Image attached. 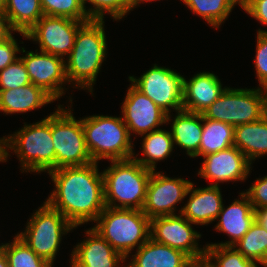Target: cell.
Here are the masks:
<instances>
[{
    "label": "cell",
    "instance_id": "60d3db41",
    "mask_svg": "<svg viewBox=\"0 0 267 267\" xmlns=\"http://www.w3.org/2000/svg\"><path fill=\"white\" fill-rule=\"evenodd\" d=\"M155 0H127L128 5L130 6V11L134 8H137L136 6H138L139 4L143 3V2H152ZM157 1V0H156Z\"/></svg>",
    "mask_w": 267,
    "mask_h": 267
},
{
    "label": "cell",
    "instance_id": "f6af8a7d",
    "mask_svg": "<svg viewBox=\"0 0 267 267\" xmlns=\"http://www.w3.org/2000/svg\"><path fill=\"white\" fill-rule=\"evenodd\" d=\"M6 0H0V10H4Z\"/></svg>",
    "mask_w": 267,
    "mask_h": 267
},
{
    "label": "cell",
    "instance_id": "d590c367",
    "mask_svg": "<svg viewBox=\"0 0 267 267\" xmlns=\"http://www.w3.org/2000/svg\"><path fill=\"white\" fill-rule=\"evenodd\" d=\"M253 183L244 193L248 196L255 211L267 208V175L262 178H256Z\"/></svg>",
    "mask_w": 267,
    "mask_h": 267
},
{
    "label": "cell",
    "instance_id": "f35d334b",
    "mask_svg": "<svg viewBox=\"0 0 267 267\" xmlns=\"http://www.w3.org/2000/svg\"><path fill=\"white\" fill-rule=\"evenodd\" d=\"M13 32H16L8 19L4 10H0V41L4 40L12 35Z\"/></svg>",
    "mask_w": 267,
    "mask_h": 267
},
{
    "label": "cell",
    "instance_id": "8992f818",
    "mask_svg": "<svg viewBox=\"0 0 267 267\" xmlns=\"http://www.w3.org/2000/svg\"><path fill=\"white\" fill-rule=\"evenodd\" d=\"M85 141L93 162L126 160L134 155L133 139L123 117L92 115L82 118Z\"/></svg>",
    "mask_w": 267,
    "mask_h": 267
},
{
    "label": "cell",
    "instance_id": "30bf717a",
    "mask_svg": "<svg viewBox=\"0 0 267 267\" xmlns=\"http://www.w3.org/2000/svg\"><path fill=\"white\" fill-rule=\"evenodd\" d=\"M128 80L167 114L183 110L184 76L175 70L153 64L140 78L133 75Z\"/></svg>",
    "mask_w": 267,
    "mask_h": 267
},
{
    "label": "cell",
    "instance_id": "277c9868",
    "mask_svg": "<svg viewBox=\"0 0 267 267\" xmlns=\"http://www.w3.org/2000/svg\"><path fill=\"white\" fill-rule=\"evenodd\" d=\"M110 162L102 172L106 207L142 210L152 170L133 158Z\"/></svg>",
    "mask_w": 267,
    "mask_h": 267
},
{
    "label": "cell",
    "instance_id": "5b68a950",
    "mask_svg": "<svg viewBox=\"0 0 267 267\" xmlns=\"http://www.w3.org/2000/svg\"><path fill=\"white\" fill-rule=\"evenodd\" d=\"M92 228L126 260L150 238V219L142 210L105 207Z\"/></svg>",
    "mask_w": 267,
    "mask_h": 267
},
{
    "label": "cell",
    "instance_id": "6da1fadb",
    "mask_svg": "<svg viewBox=\"0 0 267 267\" xmlns=\"http://www.w3.org/2000/svg\"><path fill=\"white\" fill-rule=\"evenodd\" d=\"M54 190L45 200L74 227L95 222L106 207L102 172L98 162L62 167L48 172Z\"/></svg>",
    "mask_w": 267,
    "mask_h": 267
},
{
    "label": "cell",
    "instance_id": "83f0119b",
    "mask_svg": "<svg viewBox=\"0 0 267 267\" xmlns=\"http://www.w3.org/2000/svg\"><path fill=\"white\" fill-rule=\"evenodd\" d=\"M194 15L200 16L212 28L221 27L240 0H180Z\"/></svg>",
    "mask_w": 267,
    "mask_h": 267
},
{
    "label": "cell",
    "instance_id": "e0dca14e",
    "mask_svg": "<svg viewBox=\"0 0 267 267\" xmlns=\"http://www.w3.org/2000/svg\"><path fill=\"white\" fill-rule=\"evenodd\" d=\"M71 252L70 267H126V259L92 227ZM121 263L124 265L120 266Z\"/></svg>",
    "mask_w": 267,
    "mask_h": 267
},
{
    "label": "cell",
    "instance_id": "4316f807",
    "mask_svg": "<svg viewBox=\"0 0 267 267\" xmlns=\"http://www.w3.org/2000/svg\"><path fill=\"white\" fill-rule=\"evenodd\" d=\"M234 146V127L225 122L209 120L203 116V131L199 156L226 150Z\"/></svg>",
    "mask_w": 267,
    "mask_h": 267
},
{
    "label": "cell",
    "instance_id": "d4e9b609",
    "mask_svg": "<svg viewBox=\"0 0 267 267\" xmlns=\"http://www.w3.org/2000/svg\"><path fill=\"white\" fill-rule=\"evenodd\" d=\"M140 137L143 139L141 148L144 157L138 158L134 153L132 158L143 167L156 171V163L167 159L174 150L171 131L160 128Z\"/></svg>",
    "mask_w": 267,
    "mask_h": 267
},
{
    "label": "cell",
    "instance_id": "5bb4252c",
    "mask_svg": "<svg viewBox=\"0 0 267 267\" xmlns=\"http://www.w3.org/2000/svg\"><path fill=\"white\" fill-rule=\"evenodd\" d=\"M191 181L171 178L163 172L152 171L142 211L149 219L176 215V205L187 197ZM176 209V210H175Z\"/></svg>",
    "mask_w": 267,
    "mask_h": 267
},
{
    "label": "cell",
    "instance_id": "d6986e66",
    "mask_svg": "<svg viewBox=\"0 0 267 267\" xmlns=\"http://www.w3.org/2000/svg\"><path fill=\"white\" fill-rule=\"evenodd\" d=\"M187 196V203L181 207L179 214L195 225H208L218 218L223 205L220 186L198 187L191 182Z\"/></svg>",
    "mask_w": 267,
    "mask_h": 267
},
{
    "label": "cell",
    "instance_id": "ab89813d",
    "mask_svg": "<svg viewBox=\"0 0 267 267\" xmlns=\"http://www.w3.org/2000/svg\"><path fill=\"white\" fill-rule=\"evenodd\" d=\"M255 220L267 229V208L257 209L255 211Z\"/></svg>",
    "mask_w": 267,
    "mask_h": 267
},
{
    "label": "cell",
    "instance_id": "7402d4cb",
    "mask_svg": "<svg viewBox=\"0 0 267 267\" xmlns=\"http://www.w3.org/2000/svg\"><path fill=\"white\" fill-rule=\"evenodd\" d=\"M174 119L167 114V124L172 122L171 134L174 145L185 149L191 158L199 156V145L203 131V115L185 110L177 111ZM172 120V121H171Z\"/></svg>",
    "mask_w": 267,
    "mask_h": 267
},
{
    "label": "cell",
    "instance_id": "ba28073f",
    "mask_svg": "<svg viewBox=\"0 0 267 267\" xmlns=\"http://www.w3.org/2000/svg\"><path fill=\"white\" fill-rule=\"evenodd\" d=\"M71 108L58 105L51 113V135L55 151V170L62 167L92 163L88 151L82 118L77 120Z\"/></svg>",
    "mask_w": 267,
    "mask_h": 267
},
{
    "label": "cell",
    "instance_id": "74e56055",
    "mask_svg": "<svg viewBox=\"0 0 267 267\" xmlns=\"http://www.w3.org/2000/svg\"><path fill=\"white\" fill-rule=\"evenodd\" d=\"M241 7L259 23L267 25V0H244Z\"/></svg>",
    "mask_w": 267,
    "mask_h": 267
},
{
    "label": "cell",
    "instance_id": "f546056e",
    "mask_svg": "<svg viewBox=\"0 0 267 267\" xmlns=\"http://www.w3.org/2000/svg\"><path fill=\"white\" fill-rule=\"evenodd\" d=\"M203 262L208 267H258L260 264L245 258L234 246L219 245H206Z\"/></svg>",
    "mask_w": 267,
    "mask_h": 267
},
{
    "label": "cell",
    "instance_id": "8d00e7d4",
    "mask_svg": "<svg viewBox=\"0 0 267 267\" xmlns=\"http://www.w3.org/2000/svg\"><path fill=\"white\" fill-rule=\"evenodd\" d=\"M15 36L0 41V71L5 69L8 65L12 64L20 56H17L18 52L21 51L17 39Z\"/></svg>",
    "mask_w": 267,
    "mask_h": 267
},
{
    "label": "cell",
    "instance_id": "484cf974",
    "mask_svg": "<svg viewBox=\"0 0 267 267\" xmlns=\"http://www.w3.org/2000/svg\"><path fill=\"white\" fill-rule=\"evenodd\" d=\"M4 11L12 28L23 38L44 15L40 0H6Z\"/></svg>",
    "mask_w": 267,
    "mask_h": 267
},
{
    "label": "cell",
    "instance_id": "d6a6232c",
    "mask_svg": "<svg viewBox=\"0 0 267 267\" xmlns=\"http://www.w3.org/2000/svg\"><path fill=\"white\" fill-rule=\"evenodd\" d=\"M44 15L90 21L81 0H40Z\"/></svg>",
    "mask_w": 267,
    "mask_h": 267
},
{
    "label": "cell",
    "instance_id": "b9f144b4",
    "mask_svg": "<svg viewBox=\"0 0 267 267\" xmlns=\"http://www.w3.org/2000/svg\"><path fill=\"white\" fill-rule=\"evenodd\" d=\"M0 267H9L3 247L0 245Z\"/></svg>",
    "mask_w": 267,
    "mask_h": 267
},
{
    "label": "cell",
    "instance_id": "ee69618b",
    "mask_svg": "<svg viewBox=\"0 0 267 267\" xmlns=\"http://www.w3.org/2000/svg\"><path fill=\"white\" fill-rule=\"evenodd\" d=\"M190 267H208V266L202 261V262H195Z\"/></svg>",
    "mask_w": 267,
    "mask_h": 267
},
{
    "label": "cell",
    "instance_id": "cb8c5ba5",
    "mask_svg": "<svg viewBox=\"0 0 267 267\" xmlns=\"http://www.w3.org/2000/svg\"><path fill=\"white\" fill-rule=\"evenodd\" d=\"M234 146L252 164L267 154V114L261 119L234 127Z\"/></svg>",
    "mask_w": 267,
    "mask_h": 267
},
{
    "label": "cell",
    "instance_id": "9c48e42d",
    "mask_svg": "<svg viewBox=\"0 0 267 267\" xmlns=\"http://www.w3.org/2000/svg\"><path fill=\"white\" fill-rule=\"evenodd\" d=\"M262 89L231 88L230 86L202 115L209 120L225 122L233 127L255 122L265 116Z\"/></svg>",
    "mask_w": 267,
    "mask_h": 267
},
{
    "label": "cell",
    "instance_id": "ac0fdd59",
    "mask_svg": "<svg viewBox=\"0 0 267 267\" xmlns=\"http://www.w3.org/2000/svg\"><path fill=\"white\" fill-rule=\"evenodd\" d=\"M240 197V199H239ZM238 200L235 199L229 206L222 205L218 215L215 230L230 237V241L221 243H207L206 245L233 246L250 229L255 221V210L248 196L242 191Z\"/></svg>",
    "mask_w": 267,
    "mask_h": 267
},
{
    "label": "cell",
    "instance_id": "4dcf8cb0",
    "mask_svg": "<svg viewBox=\"0 0 267 267\" xmlns=\"http://www.w3.org/2000/svg\"><path fill=\"white\" fill-rule=\"evenodd\" d=\"M9 267H53L38 256L20 237L15 235L12 242L1 243Z\"/></svg>",
    "mask_w": 267,
    "mask_h": 267
},
{
    "label": "cell",
    "instance_id": "603a6c76",
    "mask_svg": "<svg viewBox=\"0 0 267 267\" xmlns=\"http://www.w3.org/2000/svg\"><path fill=\"white\" fill-rule=\"evenodd\" d=\"M54 101L41 87L32 83L17 89L0 90V111L6 115L23 114Z\"/></svg>",
    "mask_w": 267,
    "mask_h": 267
},
{
    "label": "cell",
    "instance_id": "2e32d148",
    "mask_svg": "<svg viewBox=\"0 0 267 267\" xmlns=\"http://www.w3.org/2000/svg\"><path fill=\"white\" fill-rule=\"evenodd\" d=\"M203 158L197 175L213 181L210 186H220L219 182L245 181L252 170L251 163L235 146L207 154Z\"/></svg>",
    "mask_w": 267,
    "mask_h": 267
},
{
    "label": "cell",
    "instance_id": "1f68e13d",
    "mask_svg": "<svg viewBox=\"0 0 267 267\" xmlns=\"http://www.w3.org/2000/svg\"><path fill=\"white\" fill-rule=\"evenodd\" d=\"M83 7L90 20H104L107 14L113 17L115 21L122 20L129 12L130 6L127 0H81ZM93 6L86 7V3ZM88 8V9H87Z\"/></svg>",
    "mask_w": 267,
    "mask_h": 267
},
{
    "label": "cell",
    "instance_id": "9a60e30c",
    "mask_svg": "<svg viewBox=\"0 0 267 267\" xmlns=\"http://www.w3.org/2000/svg\"><path fill=\"white\" fill-rule=\"evenodd\" d=\"M126 91V97L120 108L130 136L135 133L136 136L145 135L160 129V126L167 123V113L149 97L138 91L132 84Z\"/></svg>",
    "mask_w": 267,
    "mask_h": 267
},
{
    "label": "cell",
    "instance_id": "7a4b0ae2",
    "mask_svg": "<svg viewBox=\"0 0 267 267\" xmlns=\"http://www.w3.org/2000/svg\"><path fill=\"white\" fill-rule=\"evenodd\" d=\"M104 26V20L85 22L78 29L74 46L65 58L68 84L86 89L92 95L93 86L108 53Z\"/></svg>",
    "mask_w": 267,
    "mask_h": 267
},
{
    "label": "cell",
    "instance_id": "ffe728a7",
    "mask_svg": "<svg viewBox=\"0 0 267 267\" xmlns=\"http://www.w3.org/2000/svg\"><path fill=\"white\" fill-rule=\"evenodd\" d=\"M213 72H200L183 81V110L202 114L225 91Z\"/></svg>",
    "mask_w": 267,
    "mask_h": 267
},
{
    "label": "cell",
    "instance_id": "7bdbcfd3",
    "mask_svg": "<svg viewBox=\"0 0 267 267\" xmlns=\"http://www.w3.org/2000/svg\"><path fill=\"white\" fill-rule=\"evenodd\" d=\"M263 94H264V102H265V110L267 113V83L261 87Z\"/></svg>",
    "mask_w": 267,
    "mask_h": 267
},
{
    "label": "cell",
    "instance_id": "e575fe53",
    "mask_svg": "<svg viewBox=\"0 0 267 267\" xmlns=\"http://www.w3.org/2000/svg\"><path fill=\"white\" fill-rule=\"evenodd\" d=\"M256 54L254 59V66L256 71V78L259 82L260 88L267 83V30L261 28L257 31L256 36Z\"/></svg>",
    "mask_w": 267,
    "mask_h": 267
},
{
    "label": "cell",
    "instance_id": "bcb514c9",
    "mask_svg": "<svg viewBox=\"0 0 267 267\" xmlns=\"http://www.w3.org/2000/svg\"><path fill=\"white\" fill-rule=\"evenodd\" d=\"M0 162H2V151H0Z\"/></svg>",
    "mask_w": 267,
    "mask_h": 267
},
{
    "label": "cell",
    "instance_id": "836d02e7",
    "mask_svg": "<svg viewBox=\"0 0 267 267\" xmlns=\"http://www.w3.org/2000/svg\"><path fill=\"white\" fill-rule=\"evenodd\" d=\"M30 83L26 67L20 57L0 71V90L17 89Z\"/></svg>",
    "mask_w": 267,
    "mask_h": 267
},
{
    "label": "cell",
    "instance_id": "8fae6325",
    "mask_svg": "<svg viewBox=\"0 0 267 267\" xmlns=\"http://www.w3.org/2000/svg\"><path fill=\"white\" fill-rule=\"evenodd\" d=\"M182 214L150 219V238L187 254L194 262L204 261L206 245L199 247L200 232Z\"/></svg>",
    "mask_w": 267,
    "mask_h": 267
},
{
    "label": "cell",
    "instance_id": "7c38bea8",
    "mask_svg": "<svg viewBox=\"0 0 267 267\" xmlns=\"http://www.w3.org/2000/svg\"><path fill=\"white\" fill-rule=\"evenodd\" d=\"M85 22L87 21L43 15L27 32L26 39L38 43L40 51L64 58L70 54L78 29Z\"/></svg>",
    "mask_w": 267,
    "mask_h": 267
},
{
    "label": "cell",
    "instance_id": "52a82bcc",
    "mask_svg": "<svg viewBox=\"0 0 267 267\" xmlns=\"http://www.w3.org/2000/svg\"><path fill=\"white\" fill-rule=\"evenodd\" d=\"M75 228L58 210L44 201L27 221L24 232L17 233V236L53 266L62 237Z\"/></svg>",
    "mask_w": 267,
    "mask_h": 267
},
{
    "label": "cell",
    "instance_id": "f1b7e54d",
    "mask_svg": "<svg viewBox=\"0 0 267 267\" xmlns=\"http://www.w3.org/2000/svg\"><path fill=\"white\" fill-rule=\"evenodd\" d=\"M233 246L245 258L264 266L267 262V229L255 220L246 234Z\"/></svg>",
    "mask_w": 267,
    "mask_h": 267
},
{
    "label": "cell",
    "instance_id": "44dd1931",
    "mask_svg": "<svg viewBox=\"0 0 267 267\" xmlns=\"http://www.w3.org/2000/svg\"><path fill=\"white\" fill-rule=\"evenodd\" d=\"M126 267H190L195 262L184 252L149 238Z\"/></svg>",
    "mask_w": 267,
    "mask_h": 267
},
{
    "label": "cell",
    "instance_id": "3957f363",
    "mask_svg": "<svg viewBox=\"0 0 267 267\" xmlns=\"http://www.w3.org/2000/svg\"><path fill=\"white\" fill-rule=\"evenodd\" d=\"M2 162H7L9 150L17 155L21 172L55 170V151L51 135V114L41 121L26 124L13 134L1 137ZM9 149V150H8Z\"/></svg>",
    "mask_w": 267,
    "mask_h": 267
},
{
    "label": "cell",
    "instance_id": "4fadbf2b",
    "mask_svg": "<svg viewBox=\"0 0 267 267\" xmlns=\"http://www.w3.org/2000/svg\"><path fill=\"white\" fill-rule=\"evenodd\" d=\"M26 51L22 47L20 57L26 67L30 82L41 87L55 101L65 94L64 84L68 83L65 71V58L48 54L43 51Z\"/></svg>",
    "mask_w": 267,
    "mask_h": 267
}]
</instances>
